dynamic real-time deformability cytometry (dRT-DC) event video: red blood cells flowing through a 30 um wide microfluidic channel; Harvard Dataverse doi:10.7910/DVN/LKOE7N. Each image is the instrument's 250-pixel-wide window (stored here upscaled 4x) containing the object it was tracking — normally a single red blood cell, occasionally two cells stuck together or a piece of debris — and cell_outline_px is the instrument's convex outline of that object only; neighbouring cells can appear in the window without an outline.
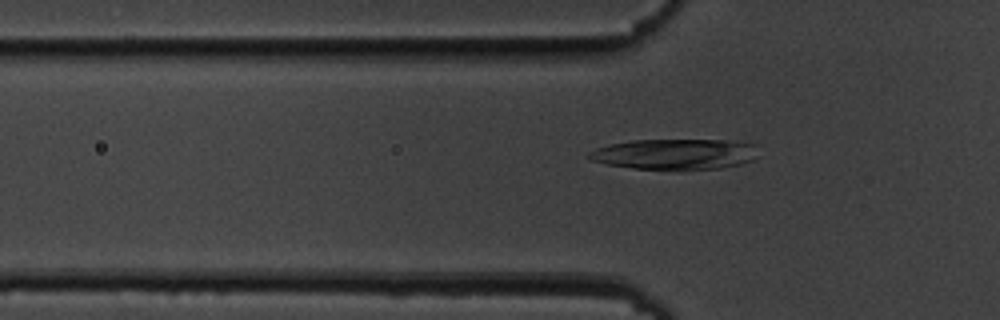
{"species": "common noctule bat (a hibernating species)", "species_latin": "Nyctalus noctula", "temperature_condition": "cold", "stored_images_in_passage": 55, "camera_frame_rate_fps": 3000, "um_per_image_px": 0.085, "animal": {"sex": "male", "body_mass_g": 19.5, "forearm_length_mm": 54.6}, "frame": {"image": 1, "passage_image": 18, "time_ms": 5.667, "image_size_px": [1000, 320], "cell_outline_px": [[756, 144], [752, 160], [740, 164], [720, 168], [632, 168], [608, 164], [592, 160], [588, 156], [588, 152], [596, 148], [608, 144], [632, 140], [728, 140]], "centroid_in_image_um": [57.33, 13.07], "position_along_channel_um": 68.5, "area_um2": 29.54}}
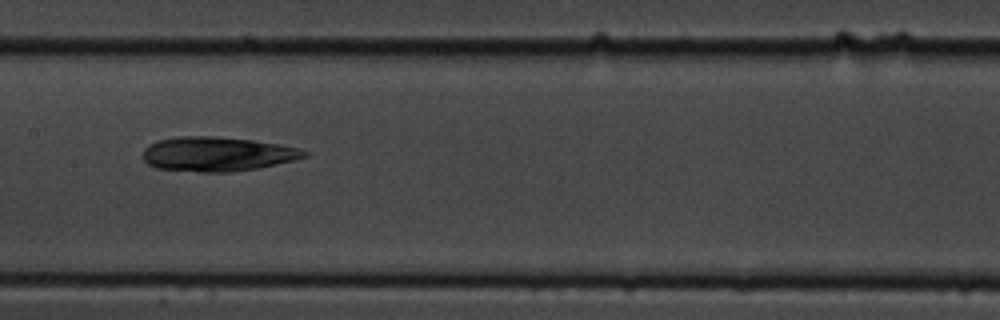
{"frame": {"image": 2, "passage_image": 28, "time_ms": 9.0, "image_size_px": [1000, 320], "cell_outline_px": [[308, 156], [292, 160], [256, 168], [228, 172], [200, 172], [156, 168], [148, 164], [144, 160], [144, 148], [148, 144], [160, 140], [176, 136], [216, 136], [252, 140], [280, 144], [296, 148], [308, 152]], "centroid_in_image_um": [18.42, 13.08], "position_along_channel_um": 189.0, "area_um2": 32.14}}
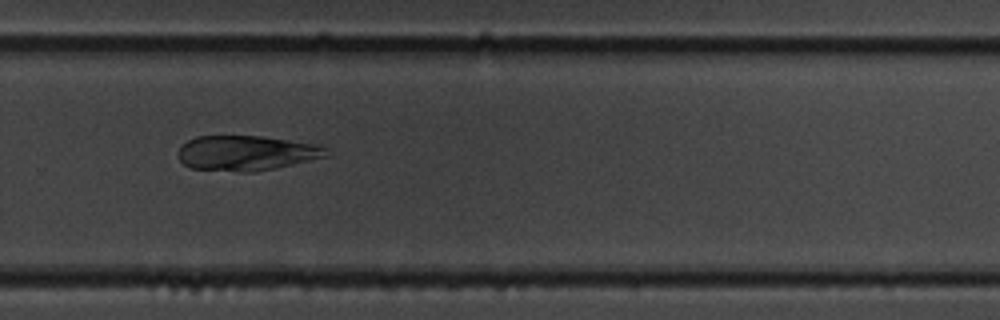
{"frame": {"image": 3, "passage_image": 38, "time_ms": 12.333, "image_size_px": [1000, 320], "cell_outline_px": [[332, 156], [256, 172], [240, 172], [188, 168], [180, 160], [176, 152], [188, 140], [196, 136], [264, 136], [320, 144], [328, 148], [332, 152]], "centroid_in_image_um": [21.03, 13.01], "position_along_channel_um": 308.8, "area_um2": 30.92}}